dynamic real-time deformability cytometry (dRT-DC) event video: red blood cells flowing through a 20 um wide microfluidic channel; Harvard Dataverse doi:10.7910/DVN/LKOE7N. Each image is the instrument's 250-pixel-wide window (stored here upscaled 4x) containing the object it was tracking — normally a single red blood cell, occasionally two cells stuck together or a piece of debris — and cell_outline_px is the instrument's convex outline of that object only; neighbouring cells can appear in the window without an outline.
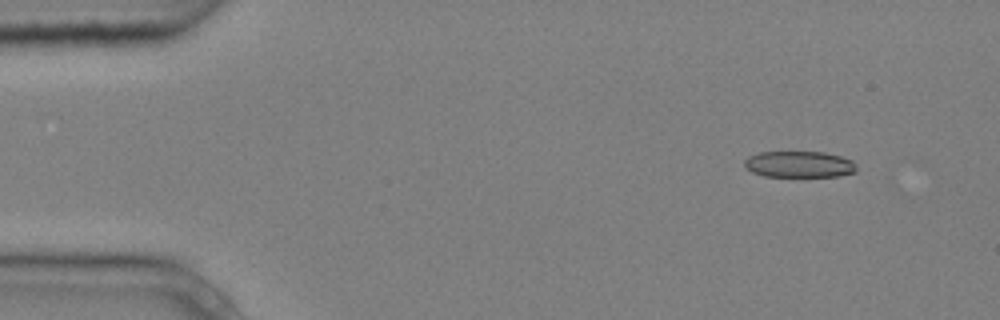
{"species": "common noctule bat (a hibernating species)", "species_latin": "Nyctalus noctula", "temperature_condition": "cold", "stored_images_in_passage": 6, "camera_frame_rate_fps": 3000, "um_per_image_px": 0.085, "animal": {"sex": "male", "body_mass_g": 20.4}, "frame": {"image": 1, "passage_image": 2, "time_ms": 0.333, "image_size_px": [1000, 320], "cell_outline_px": [[856, 172], [840, 176], [764, 176], [752, 172], [744, 164], [744, 160], [748, 156], [760, 152], [824, 152], [840, 156], [852, 160], [856, 164]], "centroid_in_image_um": [67.95, 13.96], "position_along_channel_um": 17.0, "area_um2": 17.17}}
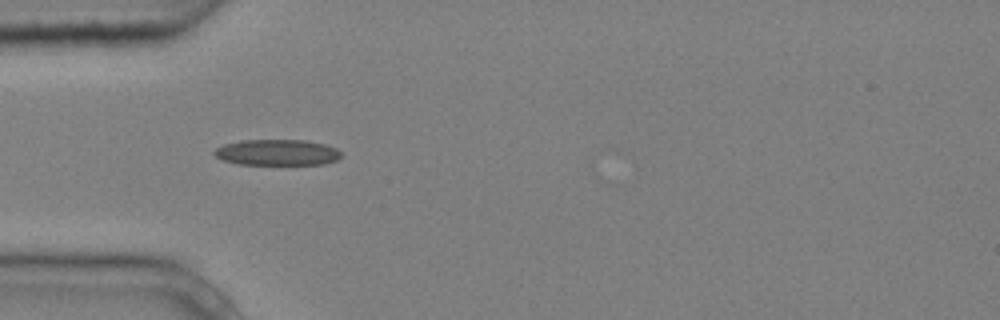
{"frame": {"image": 2, "passage_image": 5, "time_ms": 1.333, "image_size_px": [1000, 320], "cell_outline_px": [[344, 156], [336, 160], [324, 164], [240, 164], [224, 160], [216, 156], [212, 152], [216, 148], [224, 144], [240, 140], [304, 140], [324, 144], [336, 148], [344, 152]], "centroid_in_image_um": [23.6, 12.95], "position_along_channel_um": 61.4, "area_um2": 19.25}}
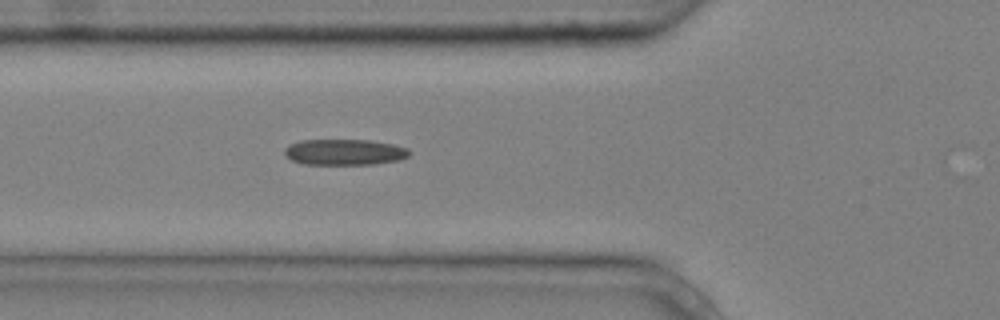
{"frame": {"image": 3, "passage_image": 6, "time_ms": 1.667, "image_size_px": [1000, 320], "cell_outline_px": [[412, 152], [408, 156], [400, 160], [372, 164], [304, 164], [292, 160], [284, 152], [284, 148], [288, 144], [300, 140], [368, 140], [392, 144], [408, 148]], "centroid_in_image_um": [29.29, 12.92], "position_along_channel_um": 96.5, "area_um2": 18.84}}